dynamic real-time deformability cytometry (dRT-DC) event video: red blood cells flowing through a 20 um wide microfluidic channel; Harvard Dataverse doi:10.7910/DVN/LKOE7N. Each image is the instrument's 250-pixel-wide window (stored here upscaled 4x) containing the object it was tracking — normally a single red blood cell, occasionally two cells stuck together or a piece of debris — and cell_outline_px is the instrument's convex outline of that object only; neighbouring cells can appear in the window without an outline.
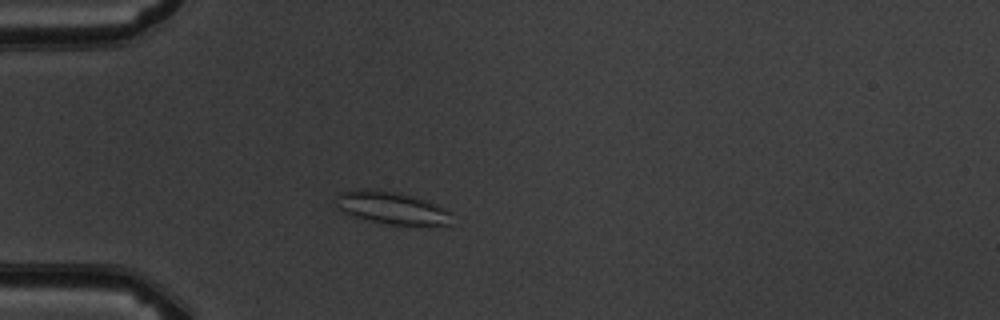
{"species": "common noctule bat (a hibernating species)", "species_latin": "Nyctalus noctula", "temperature_condition": "warm", "stored_images_in_passage": 4, "camera_frame_rate_fps": 3000, "um_per_image_px": 0.085, "animal": {"sex": "male", "body_mass_g": 19.5, "forearm_length_mm": 54.6}, "frame": {"image": 1, "passage_image": 3, "time_ms": 3.333, "image_size_px": [1000, 320], "cell_outline_px": [[452, 212], [448, 224], [384, 224], [368, 220], [356, 216], [340, 208], [336, 196], [340, 192], [360, 188], [368, 188], [400, 192], [428, 200]], "centroid_in_image_um": [33.31, 17.63], "position_along_channel_um": 51.7, "area_um2": 21.56}}